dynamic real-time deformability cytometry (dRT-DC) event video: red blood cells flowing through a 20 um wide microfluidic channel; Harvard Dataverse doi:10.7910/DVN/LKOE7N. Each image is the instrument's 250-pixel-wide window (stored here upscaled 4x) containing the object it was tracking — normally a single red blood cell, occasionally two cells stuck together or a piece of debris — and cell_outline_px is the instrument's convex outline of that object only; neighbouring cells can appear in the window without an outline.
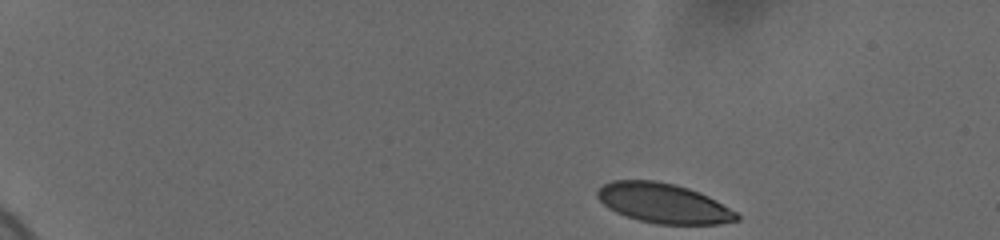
{"species": "human", "species_latin": "Homo sapiens", "temperature_condition": "cold", "stored_images_in_passage": 50, "camera_frame_rate_fps": 3000, "um_per_image_px": 0.085, "donor": {"sex": "female"}, "frame": {"image": 1, "passage_image": 1, "time_ms": 0.0, "image_size_px": [1000, 240], "cell_outline_px": [[740, 220], [716, 224], [656, 224], [640, 220], [616, 212], [608, 208], [596, 196], [596, 192], [604, 184], [612, 180], [656, 180], [688, 188], [708, 196], [736, 212], [740, 216]], "centroid_in_image_um": [56.39, 17.27], "position_along_channel_um": 28.6, "area_um2": 32.02}}
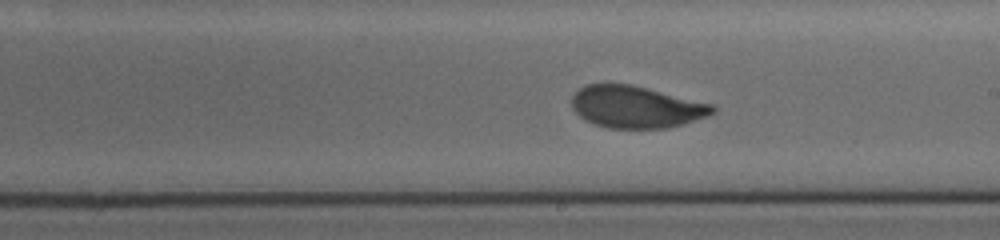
{"frame": {"image": 2, "passage_image": 28, "time_ms": 9.0, "image_size_px": [1000, 240], "cell_outline_px": [[716, 108], [712, 112], [704, 116], [684, 124], [668, 128], [608, 128], [596, 124], [580, 116], [572, 108], [572, 96], [580, 88], [588, 84], [632, 84], [712, 104]], "centroid_in_image_um": [54.05, 9.08], "position_along_channel_um": 235.0, "area_um2": 34.04}}
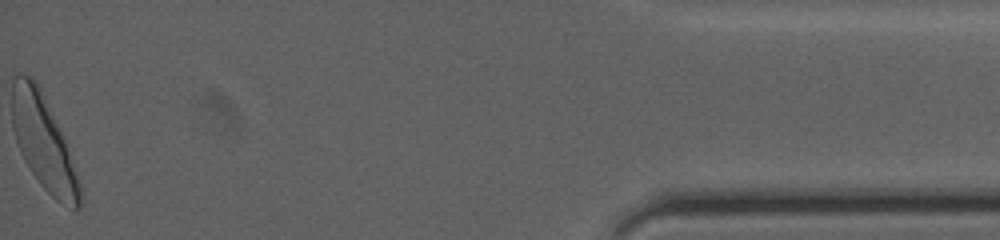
{"frame": {"image": 3, "passage_image": 50, "time_ms": 16.333, "image_size_px": [1000, 240], "cell_outline_px": [[80, 208], [72, 208], [56, 200], [40, 184], [24, 160], [20, 152], [12, 128], [12, 72], [28, 76], [40, 88], [64, 140], [80, 184]], "centroid_in_image_um": [3.64, 12.09], "position_along_channel_um": 431.6, "area_um2": 36.13}, "authors_computed_cell_mechanics": {"area_um2": 34.7956, "velocity_mm_per_s": 3.6507, "shape_relaxation_time_tau1_ms": 4.2422, "shape_relaxation_time_tau2_ms": 0.9438, "deformation_change_tau1": 0.1506, "deformation_change_tau2": 0.0603}}